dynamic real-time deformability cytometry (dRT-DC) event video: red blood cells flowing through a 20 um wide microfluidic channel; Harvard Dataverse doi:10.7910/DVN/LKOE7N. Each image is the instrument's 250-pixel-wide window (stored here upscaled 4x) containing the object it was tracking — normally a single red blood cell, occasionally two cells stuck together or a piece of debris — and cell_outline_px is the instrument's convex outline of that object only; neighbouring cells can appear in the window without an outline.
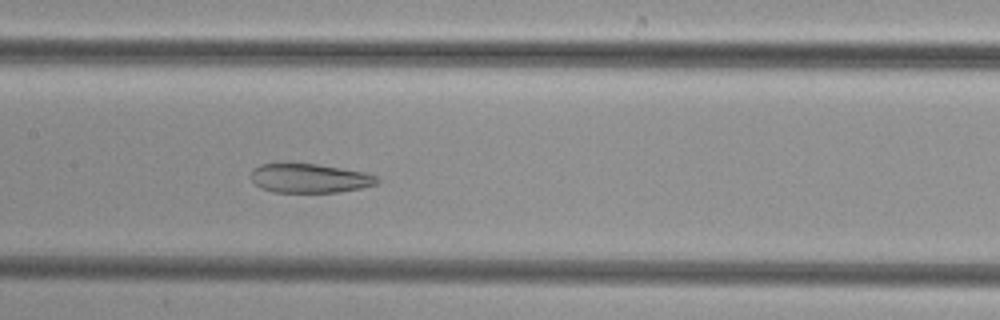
{"species": "common noctule bat (a hibernating species)", "species_latin": "Nyctalus noctula", "temperature_condition": "cold", "stored_images_in_passage": 42, "camera_frame_rate_fps": 3000, "um_per_image_px": 0.085, "animal": {"sex": "female", "body_mass_g": 29.2, "forearm_length_mm": 56.3}, "frame": {"image": 1, "passage_image": 16, "time_ms": 5.0, "image_size_px": [1000, 320], "cell_outline_px": [[380, 180], [376, 184], [360, 188], [340, 192], [272, 192], [260, 188], [252, 180], [252, 168], [260, 164], [316, 164], [364, 172], [376, 176]], "centroid_in_image_um": [26.31, 15.16], "position_along_channel_um": 181.1, "area_um2": 21.21}}
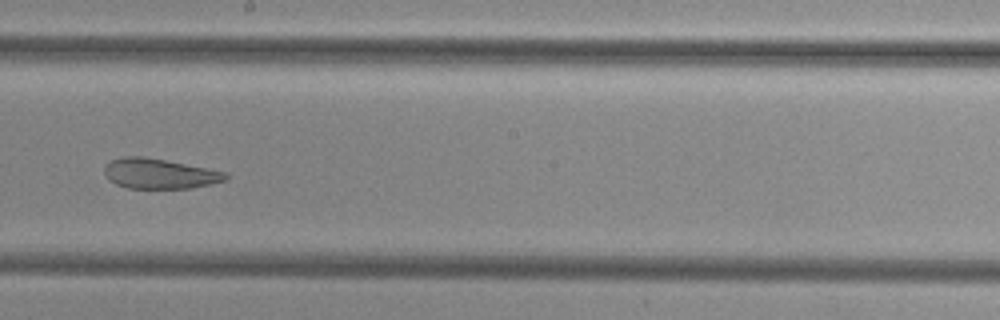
{"frame": {"image": 2, "passage_image": 20, "time_ms": 6.333, "image_size_px": [1000, 320], "cell_outline_px": [[228, 176], [224, 180], [212, 184], [192, 188], [128, 188], [116, 184], [108, 180], [104, 172], [104, 164], [112, 160], [124, 156], [140, 156], [164, 160], [228, 172]], "centroid_in_image_um": [13.53, 14.76], "position_along_channel_um": 234.7, "area_um2": 21.21}}
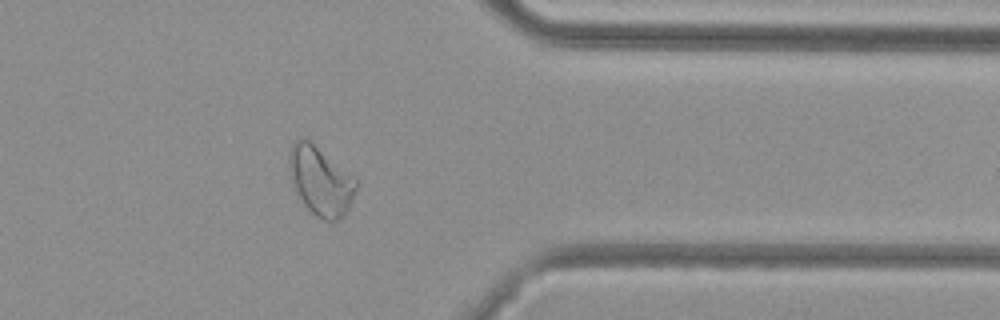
{"frame": {"image": 3, "passage_image": 32, "time_ms": 10.333, "image_size_px": [1000, 320], "cell_outline_px": [[356, 188], [352, 200], [344, 216], [340, 220], [332, 224], [316, 216], [304, 204], [292, 188], [288, 172], [288, 152], [292, 144], [300, 136], [304, 136], [356, 176]], "centroid_in_image_um": [27.22, 15.36], "position_along_channel_um": 384.2, "area_um2": 27.69}}